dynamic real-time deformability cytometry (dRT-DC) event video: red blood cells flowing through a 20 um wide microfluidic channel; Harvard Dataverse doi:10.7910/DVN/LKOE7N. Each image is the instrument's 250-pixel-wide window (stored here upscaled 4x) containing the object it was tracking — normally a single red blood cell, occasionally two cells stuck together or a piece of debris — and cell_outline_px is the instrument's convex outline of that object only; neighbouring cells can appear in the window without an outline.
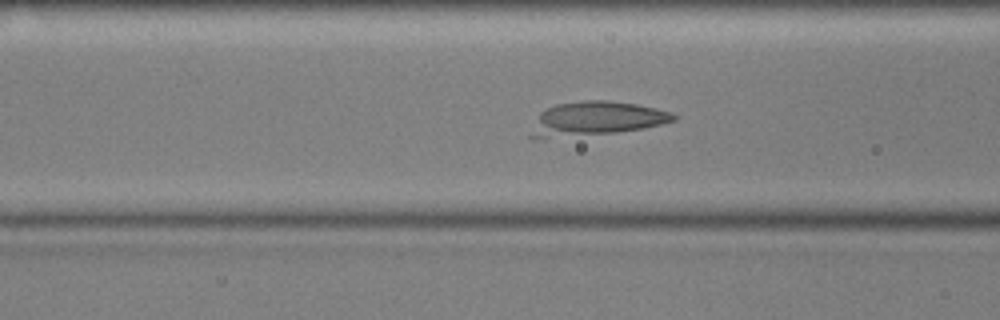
{"species": "common noctule bat (a hibernating species)", "species_latin": "Nyctalus noctula", "temperature_condition": "cold", "stored_images_in_passage": 34, "camera_frame_rate_fps": 3000, "um_per_image_px": 0.085, "animal": {"sex": "male", "body_mass_g": 17.9, "forearm_length_mm": 54.2}, "frame": {"image": 1, "passage_image": 15, "time_ms": 4.667, "image_size_px": [1000, 320], "cell_outline_px": [[676, 120], [644, 128], [616, 132], [532, 140], [528, 136], [540, 112], [556, 104], [584, 100], [604, 100], [636, 104], [656, 108], [672, 112], [676, 116]], "centroid_in_image_um": [50.62, 10.1], "position_along_channel_um": 116.0, "area_um2": 28.26}}
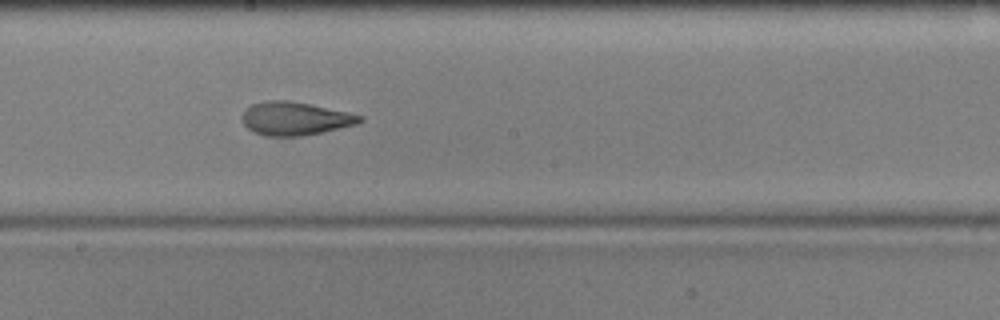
{"frame": {"image": 2, "passage_image": 24, "time_ms": 7.667, "image_size_px": [1000, 320], "cell_outline_px": [[364, 120], [356, 124], [320, 132], [300, 136], [268, 136], [256, 132], [248, 128], [244, 124], [240, 116], [252, 104], [268, 100], [288, 100], [312, 104], [348, 112], [364, 116]], "centroid_in_image_um": [25.08, 10.06], "position_along_channel_um": 223.1, "area_um2": 22.66}}
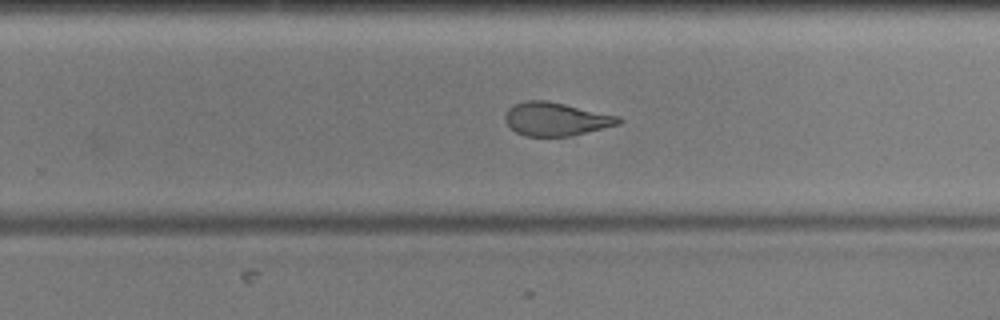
{"frame": {"image": 3, "passage_image": 29, "time_ms": 9.333, "image_size_px": [1000, 320], "cell_outline_px": [[624, 120], [620, 124], [568, 136], [524, 136], [516, 132], [504, 120], [504, 116], [508, 108], [512, 104], [528, 100], [548, 100], [620, 116]], "centroid_in_image_um": [47.25, 10.1], "position_along_channel_um": 282.6, "area_um2": 22.14}}